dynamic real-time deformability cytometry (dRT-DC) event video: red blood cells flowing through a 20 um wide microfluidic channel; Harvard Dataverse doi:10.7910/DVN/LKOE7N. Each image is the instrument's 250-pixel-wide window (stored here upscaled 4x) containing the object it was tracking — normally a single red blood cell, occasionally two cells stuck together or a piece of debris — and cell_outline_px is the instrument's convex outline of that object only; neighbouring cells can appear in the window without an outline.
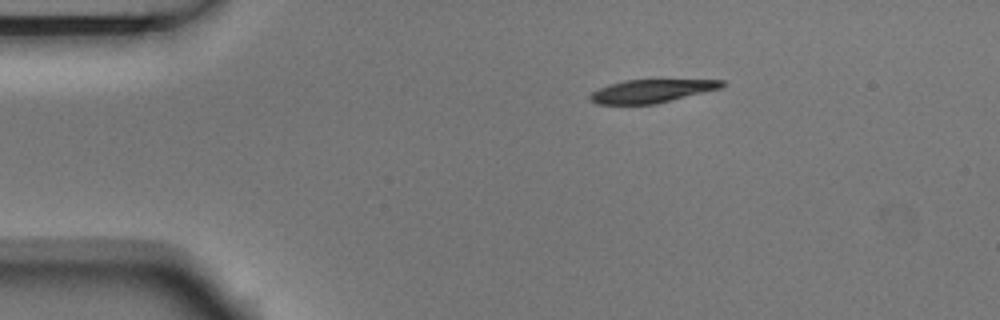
{"species": "Egyptian fruit bat (a non-hibernating species)", "species_latin": "Rousettus aegyptiacus", "temperature_condition": "room temperature", "stored_images_in_passage": 3, "camera_frame_rate_fps": 3000, "um_per_image_px": 0.085, "animal": {"sex": "male"}, "frame": {"image": 1, "passage_image": 1, "time_ms": 0.0, "image_size_px": [1000, 320], "cell_outline_px": [[728, 84], [720, 88], [656, 104], [596, 104], [588, 100], [588, 96], [592, 92], [608, 84], [624, 80], [724, 80]], "centroid_in_image_um": [55.34, 7.74], "position_along_channel_um": 29.7, "area_um2": 17.8}}
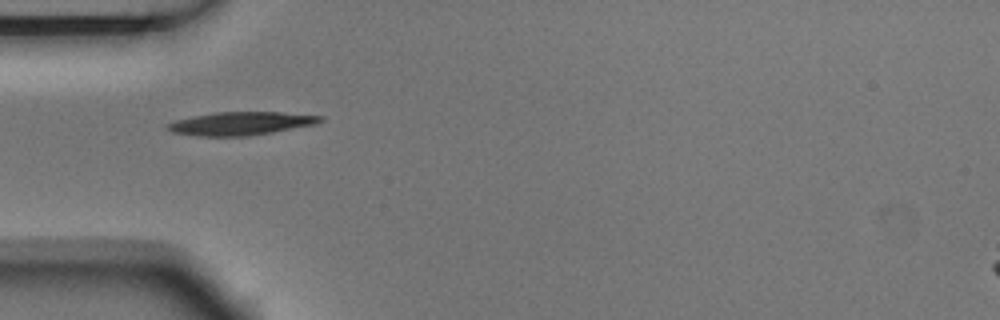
{"frame": {"image": 2, "passage_image": 3, "time_ms": 0.667, "image_size_px": [1000, 320], "cell_outline_px": [[324, 120], [316, 124], [272, 132], [248, 136], [196, 136], [172, 132], [164, 124], [176, 120], [192, 116], [216, 112], [280, 112], [324, 116]], "centroid_in_image_um": [20.46, 10.49], "position_along_channel_um": 64.5, "area_um2": 20.69}}